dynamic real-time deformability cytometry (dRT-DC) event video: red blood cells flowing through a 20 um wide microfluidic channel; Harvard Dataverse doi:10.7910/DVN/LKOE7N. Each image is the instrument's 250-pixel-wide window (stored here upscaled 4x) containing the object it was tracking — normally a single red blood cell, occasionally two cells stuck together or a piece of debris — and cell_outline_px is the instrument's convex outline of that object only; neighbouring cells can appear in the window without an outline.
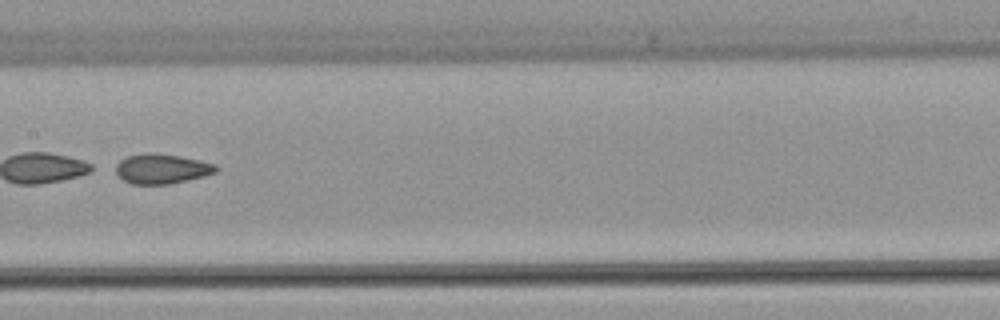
{"species": "common noctule bat (a hibernating species)", "species_latin": "Nyctalus noctula", "temperature_condition": "warm", "stored_images_in_passage": 36, "camera_frame_rate_fps": 3000, "um_per_image_px": 0.085, "animal": {"sex": "female", "body_mass_g": 22.7, "forearm_length_mm": 54.2}, "frame": {"image": 1, "passage_image": 11, "time_ms": 3.333, "image_size_px": [1000, 320], "cell_outline_px": [[220, 168], [216, 172], [204, 176], [168, 184], [132, 184], [124, 180], [116, 172], [116, 164], [120, 160], [128, 156], [180, 156], [200, 160], [216, 164]], "centroid_in_image_um": [13.81, 14.39], "position_along_channel_um": 193.6, "area_um2": 16.59}, "authors_computed_cell_mechanics": {"area_um2": 17.8602, "velocity_mm_per_s": 3.8892, "shape_relaxation_time_tau1_ms": 0.8794, "shape_relaxation_time_tau2_ms": 2.0723, "deformation_change_tau1": 0.2242, "deformation_change_tau2": 0.0837}}